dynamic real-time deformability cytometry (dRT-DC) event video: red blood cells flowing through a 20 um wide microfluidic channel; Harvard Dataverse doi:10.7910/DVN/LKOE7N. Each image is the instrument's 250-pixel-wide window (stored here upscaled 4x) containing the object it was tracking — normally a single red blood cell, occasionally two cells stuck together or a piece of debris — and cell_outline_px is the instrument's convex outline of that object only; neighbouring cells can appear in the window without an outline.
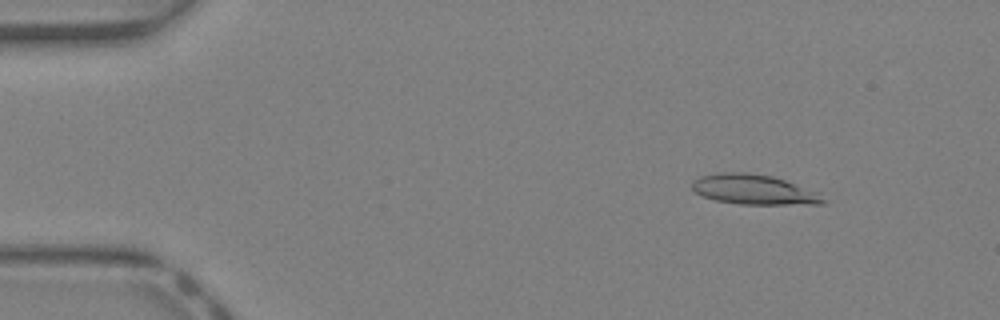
{"species": "Egyptian fruit bat (a non-hibernating species)", "species_latin": "Rousettus aegyptiacus", "temperature_condition": "warm", "stored_images_in_passage": 41, "camera_frame_rate_fps": 3000, "um_per_image_px": 0.085, "animal": {"sex": "female"}, "frame": {"image": 1, "passage_image": 5, "time_ms": 1.333, "image_size_px": [1000, 320], "cell_outline_px": [[824, 204], [740, 204], [716, 200], [704, 196], [696, 192], [692, 188], [692, 180], [700, 176], [716, 172], [748, 172], [772, 176], [820, 192], [824, 200]], "centroid_in_image_um": [64.07, 16.1], "position_along_channel_um": 20.9, "area_um2": 22.89}}
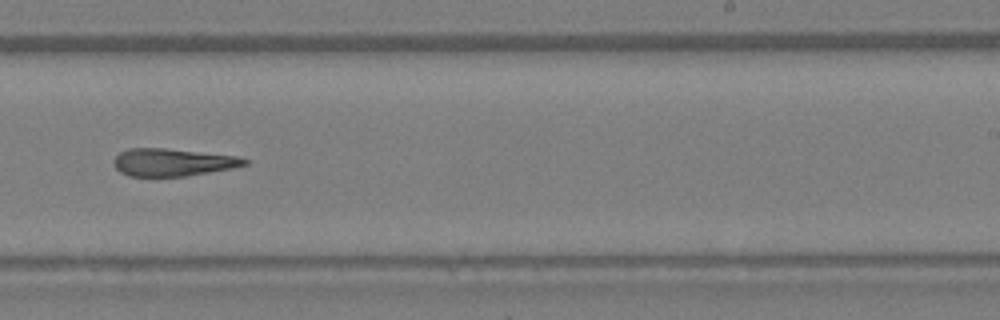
{"frame": {"image": 2, "passage_image": 26, "time_ms": 8.333, "image_size_px": [1000, 320], "cell_outline_px": [[248, 164], [232, 168], [184, 176], [128, 176], [120, 172], [112, 164], [112, 160], [120, 152], [128, 148], [168, 148], [236, 156], [248, 160]], "centroid_in_image_um": [14.63, 13.79], "position_along_channel_um": 274.4, "area_um2": 20.98}}
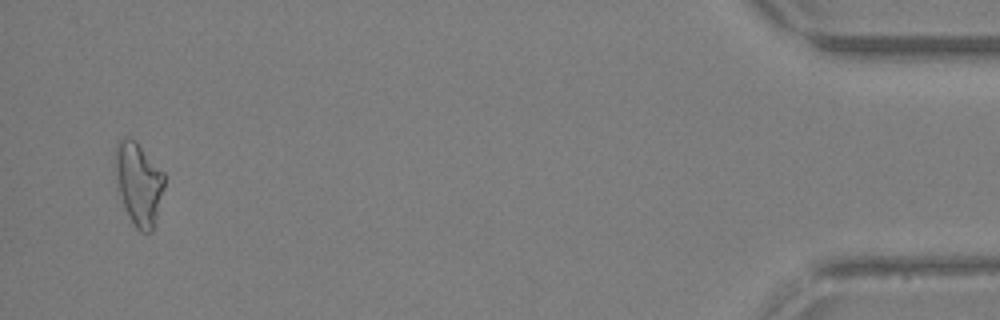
{"frame": {"image": 3, "passage_image": 40, "time_ms": 13.0, "image_size_px": [1000, 320], "cell_outline_px": [[164, 188], [152, 232], [140, 232], [136, 228], [128, 216], [120, 196], [116, 180], [116, 144], [124, 136], [128, 136], [136, 140], [164, 172]], "centroid_in_image_um": [11.79, 15.59], "position_along_channel_um": 423.4, "area_um2": 23.58}, "authors_computed_cell_mechanics": {"area_um2": 22.4264, "velocity_mm_per_s": 4.9765, "shape_relaxation_time_tau1_ms": null, "shape_relaxation_time_tau2_ms": 5.0772, "deformation_change_tau1": null, "deformation_change_tau2": 0.2175}}